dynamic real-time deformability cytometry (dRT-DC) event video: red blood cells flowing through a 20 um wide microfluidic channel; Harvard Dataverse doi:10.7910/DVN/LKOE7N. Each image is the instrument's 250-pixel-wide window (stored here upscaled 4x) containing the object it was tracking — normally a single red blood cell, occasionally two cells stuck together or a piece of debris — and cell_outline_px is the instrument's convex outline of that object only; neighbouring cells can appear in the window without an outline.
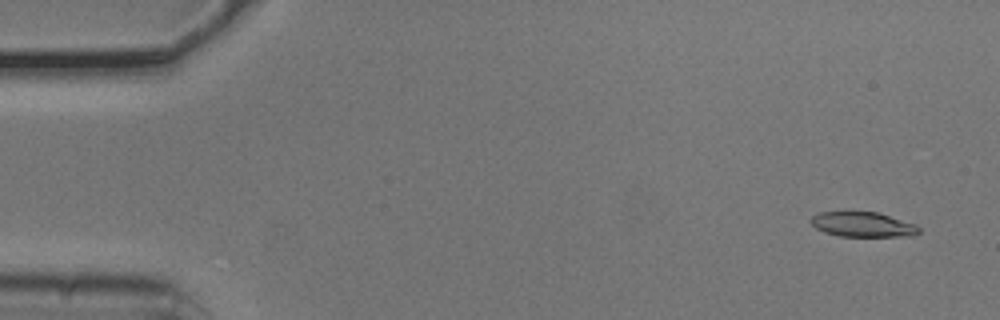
{"species": "common noctule bat (a hibernating species)", "species_latin": "Nyctalus noctula", "temperature_condition": "cold", "stored_images_in_passage": 6, "segment_of_instrument_passage": [2, 2], "camera_frame_rate_fps": 3000, "um_per_image_px": 0.085, "animal": {"sex": "male", "body_mass_g": 20.5, "forearm_length_mm": 52.5}, "frame": {"image": 1, "passage_image": 6, "time_ms": 1.667, "image_size_px": [1000, 320], "cell_outline_px": [[920, 232], [912, 236], [840, 236], [824, 232], [816, 228], [808, 220], [812, 216], [820, 212], [848, 208], [876, 212], [916, 224], [920, 228]], "centroid_in_image_um": [73.27, 19.02], "position_along_channel_um": 11.7, "area_um2": 16.42}}